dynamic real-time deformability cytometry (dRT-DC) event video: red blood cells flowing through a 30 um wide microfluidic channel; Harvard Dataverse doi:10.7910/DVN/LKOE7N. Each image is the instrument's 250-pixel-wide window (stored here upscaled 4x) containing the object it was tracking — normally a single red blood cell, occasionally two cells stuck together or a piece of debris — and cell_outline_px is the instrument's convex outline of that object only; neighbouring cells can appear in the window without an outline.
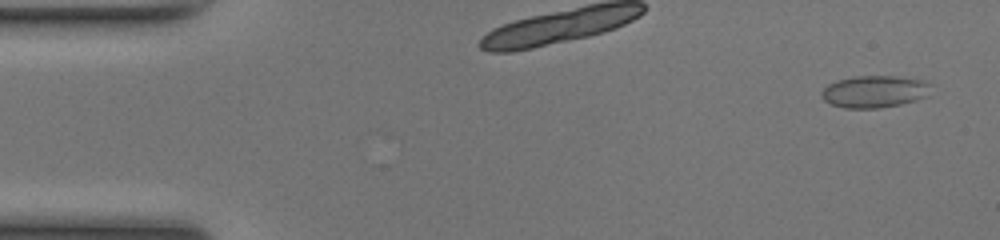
{"species": "common noctule bat (a hibernating species)", "species_latin": "Nyctalus noctula", "temperature_condition": "room temperature", "stored_images_in_passage": 12, "camera_frame_rate_fps": 3000, "um_per_image_px": 0.085, "animal": {"sex": "female", "body_mass_g": 17.0, "forearm_length_mm": 48.0}, "frame": {"image": 1, "passage_image": 3, "time_ms": 0.667, "image_size_px": [1000, 240], "cell_outline_px": [[932, 84], [928, 96], [916, 100], [900, 104], [880, 108], [844, 108], [832, 104], [824, 100], [820, 96], [820, 92], [828, 84], [852, 76], [896, 76], [924, 80]], "centroid_in_image_um": [74.35, 7.78], "position_along_channel_um": 10.6, "area_um2": 20.58}}